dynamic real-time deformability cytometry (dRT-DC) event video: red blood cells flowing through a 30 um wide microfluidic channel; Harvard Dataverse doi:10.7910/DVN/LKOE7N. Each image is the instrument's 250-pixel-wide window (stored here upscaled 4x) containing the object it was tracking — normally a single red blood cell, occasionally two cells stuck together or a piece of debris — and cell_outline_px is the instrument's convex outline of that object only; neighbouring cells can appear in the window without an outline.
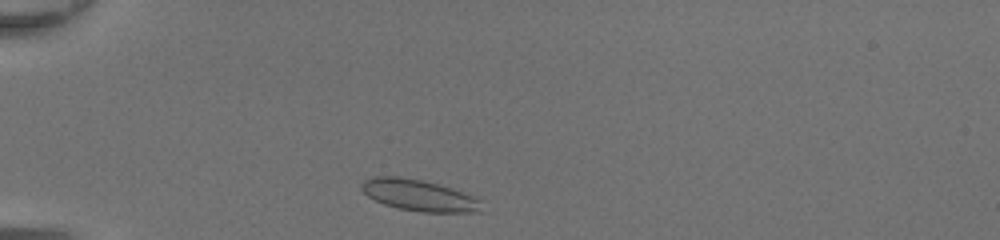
{"species": "common noctule bat (a hibernating species)", "species_latin": "Nyctalus noctula", "temperature_condition": "room temperature", "stored_images_in_passage": 31, "camera_frame_rate_fps": 3000, "um_per_image_px": 0.085, "animal": {"sex": "female", "body_mass_g": 20.0, "forearm_length_mm": 54.0}, "frame": {"image": 1, "passage_image": 2, "time_ms": 0.333, "image_size_px": [1000, 240], "cell_outline_px": [[484, 212], [420, 212], [400, 208], [384, 204], [368, 196], [360, 188], [360, 184], [364, 180], [376, 176], [400, 176], [420, 180], [452, 188], [476, 196], [480, 200]], "centroid_in_image_um": [35.65, 16.6], "position_along_channel_um": 49.4, "area_um2": 21.96}}
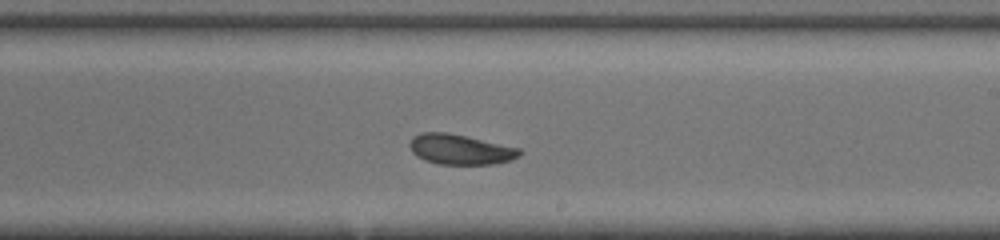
{"frame": {"image": 2, "passage_image": 18, "time_ms": 5.667, "image_size_px": [1000, 240], "cell_outline_px": [[520, 156], [508, 160], [492, 164], [440, 164], [424, 160], [416, 156], [412, 152], [408, 144], [412, 136], [420, 132], [448, 132], [520, 148]], "centroid_in_image_um": [39.06, 12.69], "position_along_channel_um": 249.9, "area_um2": 19.31}}
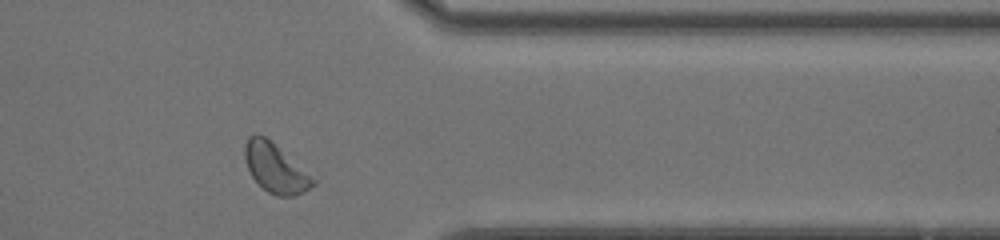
{"frame": {"image": 3, "passage_image": 28, "time_ms": 9.0, "image_size_px": [1000, 240], "cell_outline_px": [[316, 184], [304, 192], [296, 196], [276, 196], [268, 192], [252, 176], [248, 168], [244, 156], [244, 144], [248, 136], [256, 132], [264, 136], [316, 180]], "centroid_in_image_um": [23.38, 14.29], "position_along_channel_um": 388.0, "area_um2": 19.07}, "authors_computed_cell_mechanics": {"area_um2": 19.652, "velocity_mm_per_s": 4.3371, "shape_relaxation_time_tau1_ms": 3.0499, "shape_relaxation_time_tau2_ms": 2.6405, "deformation_change_tau1": 0.0697, "deformation_change_tau2": 0.0462}}